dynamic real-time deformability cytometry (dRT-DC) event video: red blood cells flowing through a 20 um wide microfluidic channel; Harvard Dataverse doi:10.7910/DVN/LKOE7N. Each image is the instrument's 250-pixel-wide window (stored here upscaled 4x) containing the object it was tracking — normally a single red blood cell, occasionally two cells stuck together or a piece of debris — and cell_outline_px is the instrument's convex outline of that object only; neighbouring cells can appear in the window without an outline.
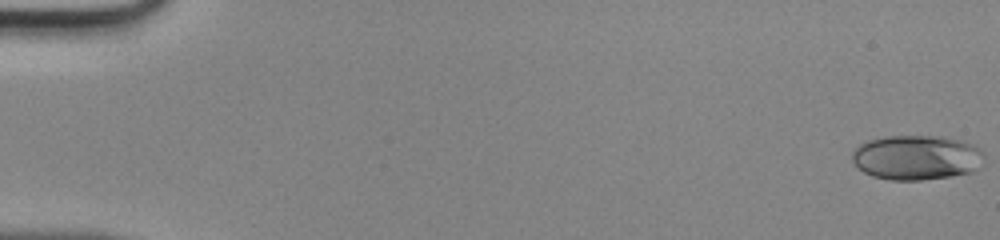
{"species": "human", "species_latin": "Homo sapiens", "temperature_condition": "room temperature", "stored_images_in_passage": 48, "camera_frame_rate_fps": 3000, "um_per_image_px": 0.085, "donor": {"sex": "male"}, "frame": {"image": 1, "passage_image": 1, "time_ms": 0.0, "image_size_px": [1000, 240], "cell_outline_px": [[984, 164], [972, 172], [948, 176], [920, 180], [892, 180], [872, 176], [864, 172], [852, 160], [852, 152], [860, 144], [868, 140], [884, 136], [940, 136], [960, 140], [972, 144], [980, 148], [984, 152]], "centroid_in_image_um": [77.94, 13.38], "position_along_channel_um": 7.1, "area_um2": 34.56}}
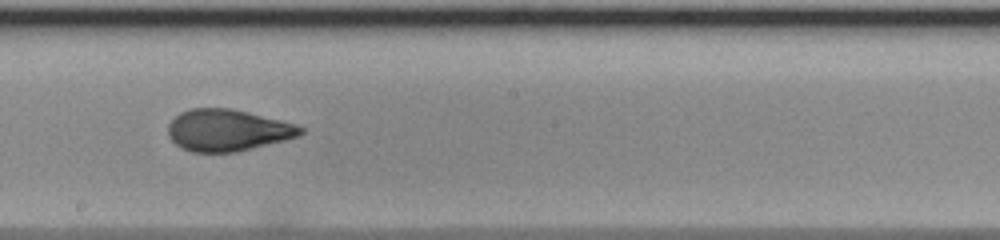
{"frame": {"image": 2, "passage_image": 28, "time_ms": 9.0, "image_size_px": [1000, 240], "cell_outline_px": [[304, 132], [300, 136], [236, 152], [192, 152], [180, 148], [168, 136], [168, 124], [180, 112], [192, 108], [232, 108], [296, 124], [304, 128]], "centroid_in_image_um": [19.34, 11.07], "position_along_channel_um": 228.9, "area_um2": 32.19}}
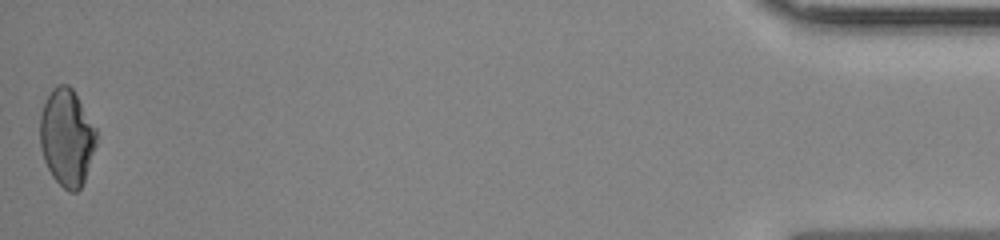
{"frame": {"image": 3, "passage_image": 48, "time_ms": 15.667, "image_size_px": [1000, 240], "cell_outline_px": [[96, 144], [84, 180], [80, 188], [76, 192], [68, 192], [52, 176], [44, 160], [40, 148], [40, 116], [44, 104], [52, 88], [60, 84], [68, 84], [72, 88], [96, 128]], "centroid_in_image_um": [5.67, 11.69], "position_along_channel_um": 429.5, "area_um2": 31.62}}